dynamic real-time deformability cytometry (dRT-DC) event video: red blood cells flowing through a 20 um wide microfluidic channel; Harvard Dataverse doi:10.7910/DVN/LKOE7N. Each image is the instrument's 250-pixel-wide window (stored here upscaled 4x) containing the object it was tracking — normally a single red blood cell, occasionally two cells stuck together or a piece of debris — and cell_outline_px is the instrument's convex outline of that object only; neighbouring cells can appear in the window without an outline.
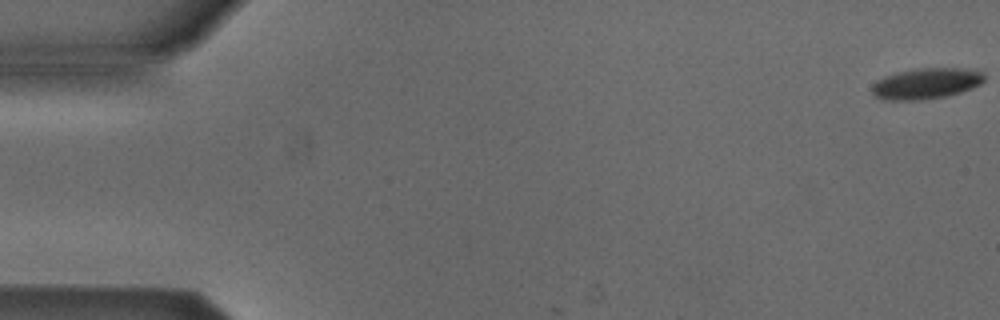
{"species": "Egyptian fruit bat (a non-hibernating species)", "species_latin": "Rousettus aegyptiacus", "temperature_condition": "cold", "stored_images_in_passage": 3, "camera_frame_rate_fps": 3000, "um_per_image_px": 0.085, "animal": {"sex": "male"}, "frame": {"image": 1, "passage_image": 1, "time_ms": 0.0, "image_size_px": [1000, 320], "cell_outline_px": [[984, 80], [980, 84], [972, 88], [960, 92], [944, 96], [920, 100], [884, 100], [876, 96], [872, 92], [872, 84], [876, 80], [884, 76], [896, 72], [916, 68], [956, 68], [984, 72]], "centroid_in_image_um": [78.68, 7.09], "position_along_channel_um": 6.3, "area_um2": 20.17}}